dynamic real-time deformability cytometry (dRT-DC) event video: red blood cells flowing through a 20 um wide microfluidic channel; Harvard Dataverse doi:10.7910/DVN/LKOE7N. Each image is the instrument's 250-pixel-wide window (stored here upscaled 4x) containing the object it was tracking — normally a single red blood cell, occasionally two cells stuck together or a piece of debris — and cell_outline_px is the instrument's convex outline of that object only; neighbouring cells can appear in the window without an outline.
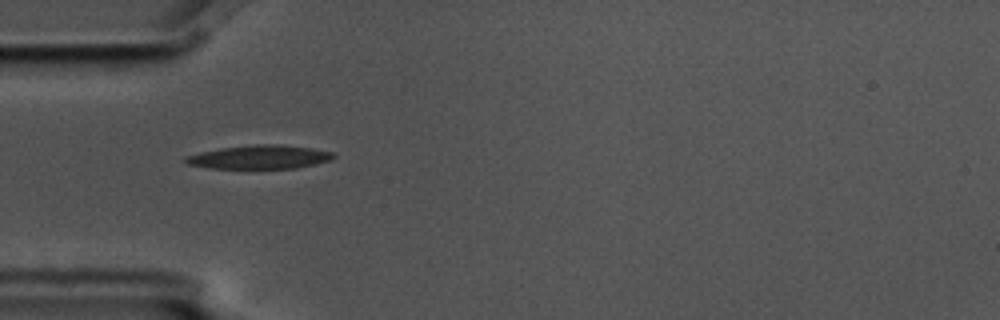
{"species": "common noctule bat (a hibernating species)", "species_latin": "Nyctalus noctula", "temperature_condition": "cold", "stored_images_in_passage": 2, "camera_frame_rate_fps": 3000, "um_per_image_px": 0.085, "animal": {"sex": "male", "body_mass_g": 17.5, "forearm_length_mm": 52.3}, "frame": {"image": 1, "passage_image": 1, "time_ms": 0.0, "image_size_px": [1000, 320], "cell_outline_px": [[336, 156], [332, 160], [316, 164], [296, 168], [212, 168], [188, 164], [184, 160], [184, 156], [200, 152], [220, 148], [256, 144], [276, 144], [312, 148], [332, 152]], "centroid_in_image_um": [22.08, 13.34], "position_along_channel_um": 62.9, "area_um2": 20.35}}